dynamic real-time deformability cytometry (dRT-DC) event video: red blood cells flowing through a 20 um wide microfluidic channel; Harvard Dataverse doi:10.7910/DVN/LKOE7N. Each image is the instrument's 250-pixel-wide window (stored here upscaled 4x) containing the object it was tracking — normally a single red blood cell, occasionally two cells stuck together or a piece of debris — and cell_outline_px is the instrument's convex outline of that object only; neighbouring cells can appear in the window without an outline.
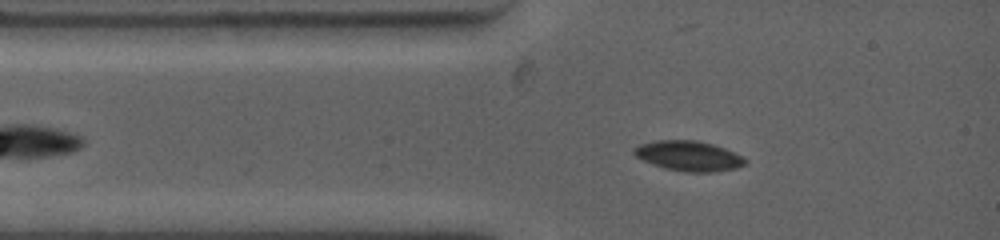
{"species": "common noctule bat (a hibernating species)", "species_latin": "Nyctalus noctula", "temperature_condition": "warm", "stored_images_in_passage": 27, "camera_frame_rate_fps": 4500, "um_per_image_px": 0.085, "animal": {"sex": "female", "body_mass_g": 19.0, "forearm_length_mm": 53.3}, "frame": {"image": 1, "passage_image": 2, "time_ms": 0.444, "image_size_px": [1000, 240], "cell_outline_px": [[748, 160], [744, 164], [736, 168], [716, 172], [684, 172], [664, 168], [652, 164], [636, 156], [632, 152], [632, 148], [640, 144], [656, 140], [696, 140], [712, 144], [724, 148]], "centroid_in_image_um": [58.5, 13.25], "position_along_channel_um": 26.5, "area_um2": 19.42}}
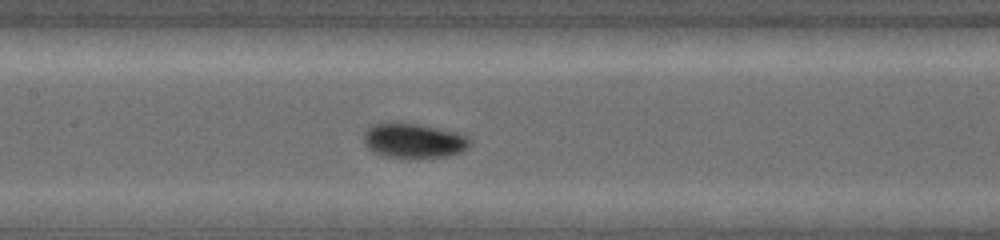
{"frame": {"image": 2, "passage_image": 11, "time_ms": 4.444, "image_size_px": [1000, 240], "cell_outline_px": [[472, 144], [460, 152], [448, 156], [408, 160], [384, 156], [372, 152], [364, 144], [364, 128], [372, 124], [388, 120], [400, 120], [420, 124], [456, 132], [468, 136], [472, 140]], "centroid_in_image_um": [35.1, 11.94], "position_along_channel_um": 172.3, "area_um2": 22.83}}
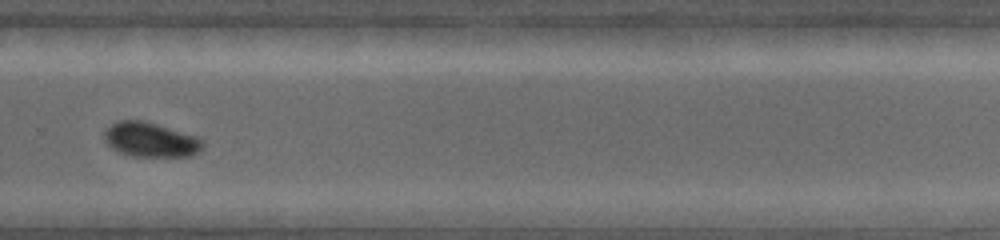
{"frame": {"image": 3, "passage_image": 21, "time_ms": 8.222, "image_size_px": [1000, 240], "cell_outline_px": [[204, 148], [192, 156], [132, 156], [120, 152], [112, 148], [104, 140], [104, 132], [112, 124], [120, 120], [144, 120], [196, 136], [204, 140]], "centroid_in_image_um": [12.83, 11.88], "position_along_channel_um": 317.0, "area_um2": 19.83}, "authors_computed_cell_mechanics": {"area_um2": 20.1722, "velocity_mm_per_s": 3.8382, "shape_relaxation_time_tau1_ms": 2.2524, "shape_relaxation_time_tau2_ms": 1.9502, "deformation_change_tau1": 0.0735, "deformation_change_tau2": 0.0343}}